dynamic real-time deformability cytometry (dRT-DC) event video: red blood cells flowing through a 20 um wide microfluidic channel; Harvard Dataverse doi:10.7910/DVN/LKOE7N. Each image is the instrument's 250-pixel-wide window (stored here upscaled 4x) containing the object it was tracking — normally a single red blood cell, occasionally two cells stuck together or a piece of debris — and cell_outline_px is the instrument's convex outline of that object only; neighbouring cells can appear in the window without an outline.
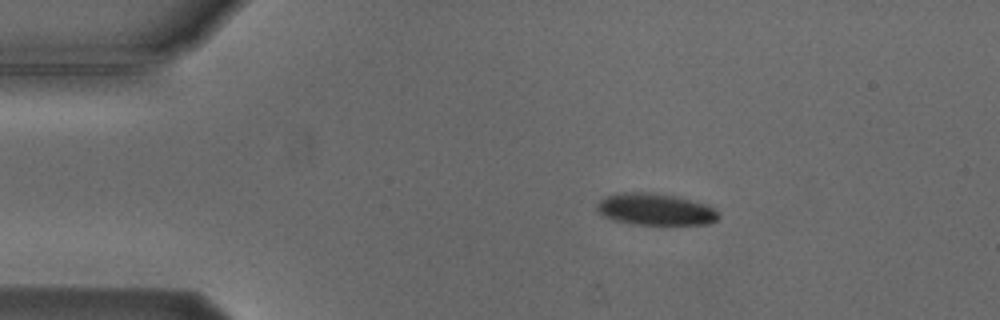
{"species": "Egyptian fruit bat (a non-hibernating species)", "species_latin": "Rousettus aegyptiacus", "temperature_condition": "cold", "stored_images_in_passage": 6, "camera_frame_rate_fps": 3000, "um_per_image_px": 0.085, "animal": {"sex": "male"}, "frame": {"image": 1, "passage_image": 2, "time_ms": 1.333, "image_size_px": [1000, 320], "cell_outline_px": [[720, 216], [716, 220], [708, 224], [632, 224], [616, 220], [604, 216], [596, 208], [596, 204], [604, 196], [620, 192], [648, 192], [676, 196], [708, 204]], "centroid_in_image_um": [55.69, 17.78], "position_along_channel_um": 29.3, "area_um2": 22.43}}
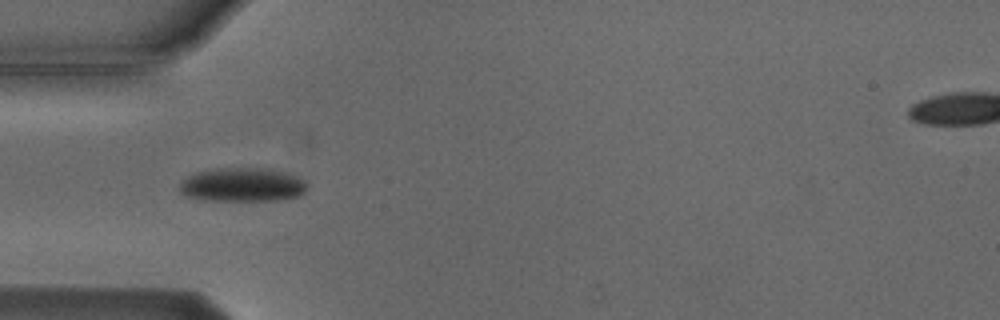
{"frame": {"image": 2, "passage_image": 4, "time_ms": 3.667, "image_size_px": [1000, 320], "cell_outline_px": [[308, 188], [300, 196], [276, 200], [200, 200], [184, 196], [180, 192], [180, 184], [188, 176], [196, 172], [216, 168], [268, 168], [284, 172], [296, 176], [304, 180], [308, 184]], "centroid_in_image_um": [20.61, 15.71], "position_along_channel_um": 64.4, "area_um2": 25.32}}
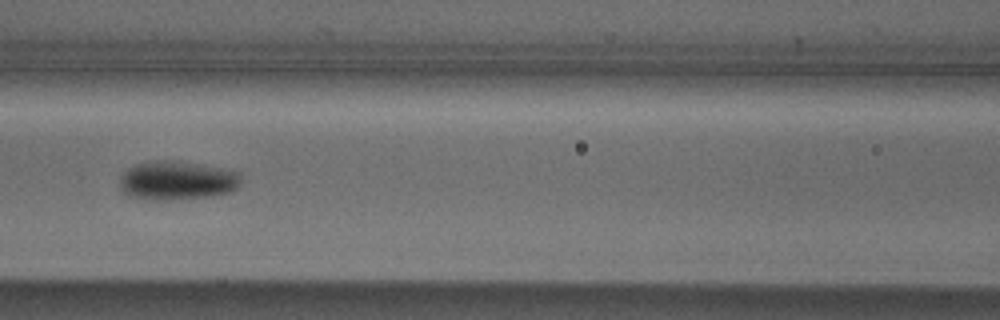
{"frame": {"image": 3, "passage_image": 6, "time_ms": 6.0, "image_size_px": [1000, 320], "cell_outline_px": [[240, 184], [232, 192], [212, 196], [168, 200], [144, 200], [128, 196], [120, 188], [120, 176], [128, 168], [136, 164], [156, 160], [172, 160], [240, 172]], "centroid_in_image_um": [15.01, 15.36], "position_along_channel_um": 151.6, "area_um2": 27.51}}